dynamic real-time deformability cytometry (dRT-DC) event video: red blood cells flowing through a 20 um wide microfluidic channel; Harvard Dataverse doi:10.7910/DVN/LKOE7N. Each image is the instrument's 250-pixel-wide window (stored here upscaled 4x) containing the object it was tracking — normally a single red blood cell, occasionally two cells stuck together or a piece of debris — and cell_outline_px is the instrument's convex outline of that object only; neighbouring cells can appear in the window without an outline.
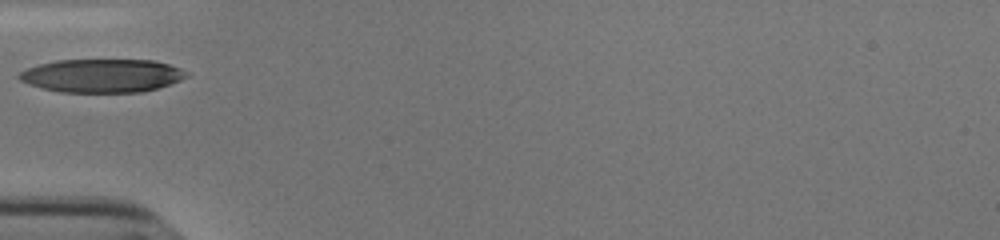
{"species": "human", "species_latin": "Homo sapiens", "temperature_condition": "cold", "stored_images_in_passage": 25, "camera_frame_rate_fps": 3000, "um_per_image_px": 0.085, "donor": {"sex": "male"}, "frame": {"image": 1, "passage_image": 1, "time_ms": 0.0, "image_size_px": [1000, 240], "cell_outline_px": [[188, 76], [180, 80], [156, 88], [140, 92], [60, 92], [40, 88], [28, 84], [20, 80], [16, 76], [20, 72], [28, 68], [40, 64], [56, 60], [152, 60], [168, 64], [180, 68], [188, 72]], "centroid_in_image_um": [8.64, 6.43], "position_along_channel_um": 76.4, "area_um2": 32.48}}
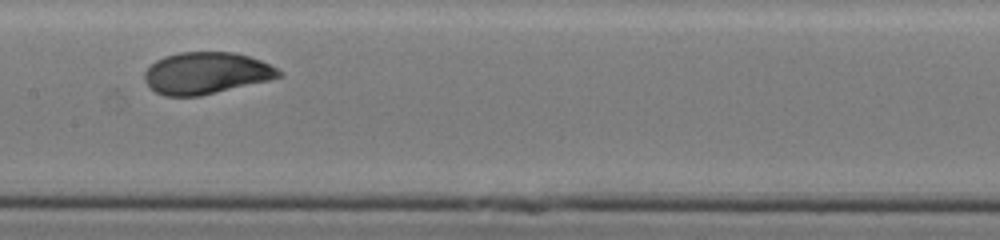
{"frame": {"image": 2, "passage_image": 10, "time_ms": 3.0, "image_size_px": [1000, 240], "cell_outline_px": [[284, 76], [268, 80], [200, 96], [164, 96], [156, 92], [144, 80], [144, 72], [156, 60], [164, 56], [180, 52], [232, 52], [248, 56], [260, 60], [284, 72]], "centroid_in_image_um": [17.52, 6.21], "position_along_channel_um": 189.9, "area_um2": 32.54}}
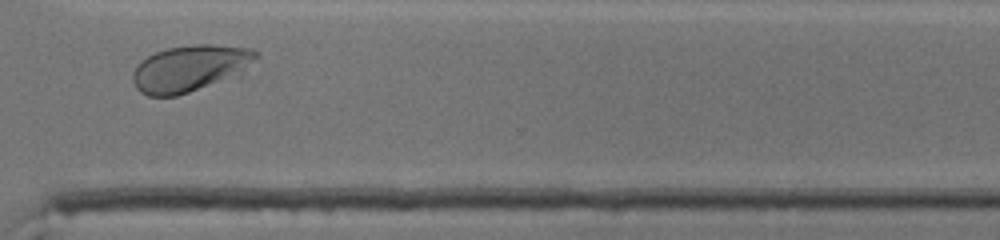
{"frame": {"image": 3, "passage_image": 23, "time_ms": 7.333, "image_size_px": [1000, 240], "cell_outline_px": [[260, 56], [240, 76], [176, 96], [148, 96], [140, 92], [136, 88], [132, 80], [132, 72], [136, 64], [148, 56], [156, 52], [168, 48], [192, 44], [212, 44], [252, 48], [260, 52]], "centroid_in_image_um": [16.2, 5.8], "position_along_channel_um": 354.4, "area_um2": 34.04}}